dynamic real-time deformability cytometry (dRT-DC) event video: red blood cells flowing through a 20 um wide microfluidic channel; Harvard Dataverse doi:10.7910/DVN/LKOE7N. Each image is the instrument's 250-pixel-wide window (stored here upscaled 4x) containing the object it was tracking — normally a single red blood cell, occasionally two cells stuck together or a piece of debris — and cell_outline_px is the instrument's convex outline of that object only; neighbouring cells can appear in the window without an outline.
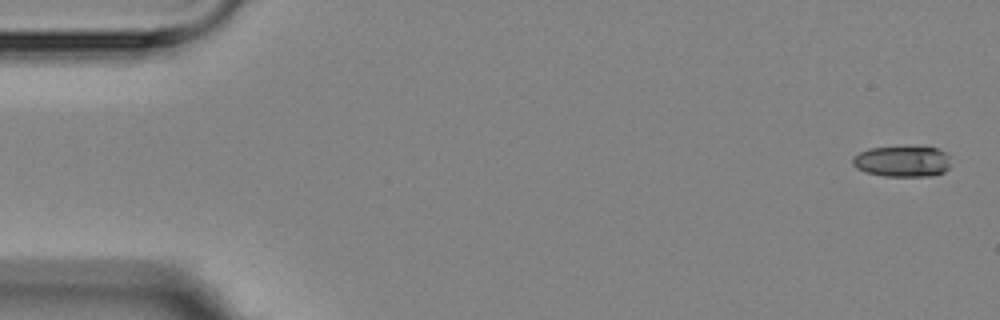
{"species": "Egyptian fruit bat (a non-hibernating species)", "species_latin": "Rousettus aegyptiacus", "temperature_condition": "room temperature", "stored_images_in_passage": 7, "camera_frame_rate_fps": 3000, "um_per_image_px": 0.085, "animal": {"sex": "female"}, "frame": {"image": 1, "passage_image": 1, "time_ms": 0.0, "image_size_px": [1000, 320], "cell_outline_px": [[952, 156], [948, 168], [944, 172], [932, 176], [884, 176], [864, 172], [856, 168], [852, 164], [852, 160], [860, 152], [868, 148], [936, 148]], "centroid_in_image_um": [76.72, 13.74], "position_along_channel_um": 8.3, "area_um2": 17.51}}
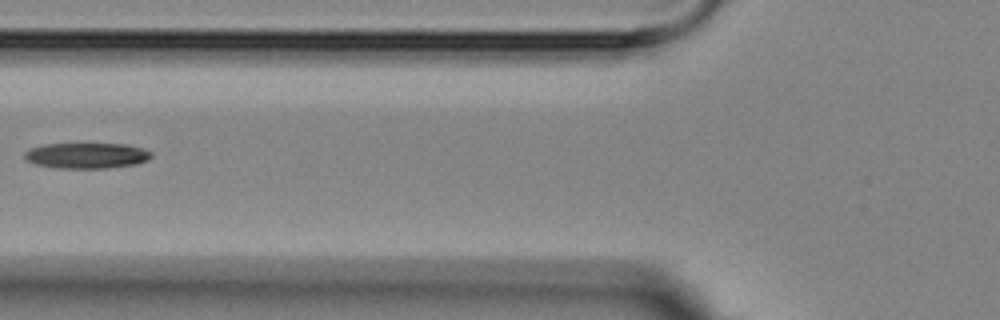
{"frame": {"image": 2, "passage_image": 6, "time_ms": 6.667, "image_size_px": [1000, 320], "cell_outline_px": [[152, 156], [148, 160], [136, 164], [108, 168], [56, 168], [36, 164], [24, 160], [24, 152], [28, 148], [40, 144], [128, 144], [144, 148], [152, 152]], "centroid_in_image_um": [7.34, 13.22], "position_along_channel_um": 118.5, "area_um2": 19.25}}
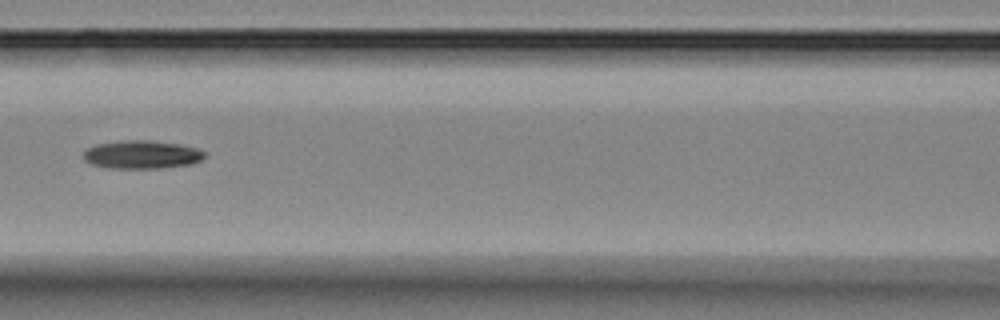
{"frame": {"image": 3, "passage_image": 7, "time_ms": 7.667, "image_size_px": [1000, 320], "cell_outline_px": [[208, 152], [200, 160], [192, 164], [160, 168], [108, 168], [92, 164], [84, 160], [80, 156], [88, 148], [96, 144], [120, 140], [148, 140], [180, 144], [196, 148]], "centroid_in_image_um": [12.03, 13.13], "position_along_channel_um": 154.6, "area_um2": 20.11}}